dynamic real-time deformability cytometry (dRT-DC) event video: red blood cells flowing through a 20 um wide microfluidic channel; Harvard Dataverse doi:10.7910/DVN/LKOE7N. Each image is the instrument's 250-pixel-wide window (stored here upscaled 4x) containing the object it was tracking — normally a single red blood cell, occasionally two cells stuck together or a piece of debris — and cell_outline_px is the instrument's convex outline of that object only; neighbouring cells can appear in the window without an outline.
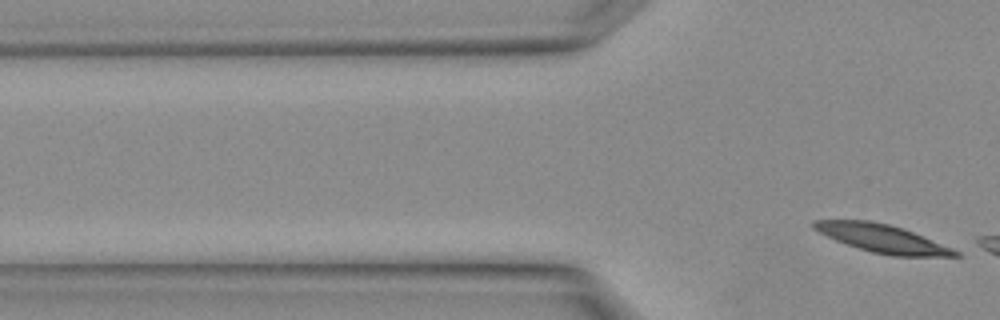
{"species": "Egyptian fruit bat (a non-hibernating species)", "species_latin": "Rousettus aegyptiacus", "temperature_condition": "warm", "stored_images_in_passage": 4, "camera_frame_rate_fps": 3000, "um_per_image_px": 0.085, "animal": {"sex": "female"}, "frame": {"image": 1, "passage_image": 4, "time_ms": 1.0, "image_size_px": [1000, 320], "cell_outline_px": [[960, 256], [892, 256], [872, 252], [836, 240], [812, 228], [812, 224], [816, 220], [868, 220], [888, 224], [912, 232], [960, 252]], "centroid_in_image_um": [74.97, 20.27], "position_along_channel_um": 50.8, "area_um2": 22.43}}